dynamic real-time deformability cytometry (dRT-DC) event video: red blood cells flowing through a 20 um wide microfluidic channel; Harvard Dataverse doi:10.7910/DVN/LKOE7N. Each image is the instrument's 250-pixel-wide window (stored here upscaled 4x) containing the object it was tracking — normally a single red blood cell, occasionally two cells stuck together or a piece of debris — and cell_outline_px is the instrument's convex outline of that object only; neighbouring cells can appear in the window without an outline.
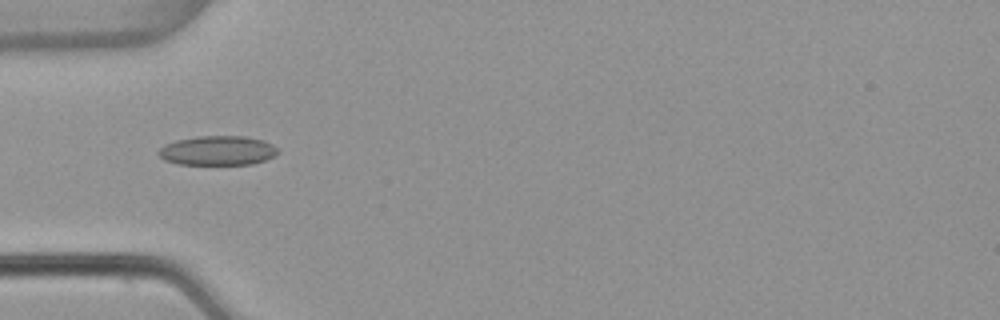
{"species": "common noctule bat (a hibernating species)", "species_latin": "Nyctalus noctula", "temperature_condition": "warm", "stored_images_in_passage": 40, "camera_frame_rate_fps": 3000, "um_per_image_px": 0.085, "animal": {"sex": "female", "body_mass_g": 22.7, "forearm_length_mm": 54.2}, "frame": {"image": 1, "passage_image": 4, "time_ms": 1.0, "image_size_px": [1000, 320], "cell_outline_px": [[280, 152], [276, 156], [252, 164], [180, 164], [164, 160], [156, 152], [164, 144], [176, 140], [196, 136], [244, 136], [264, 140], [280, 148]], "centroid_in_image_um": [18.53, 12.79], "position_along_channel_um": 66.5, "area_um2": 20.69}}
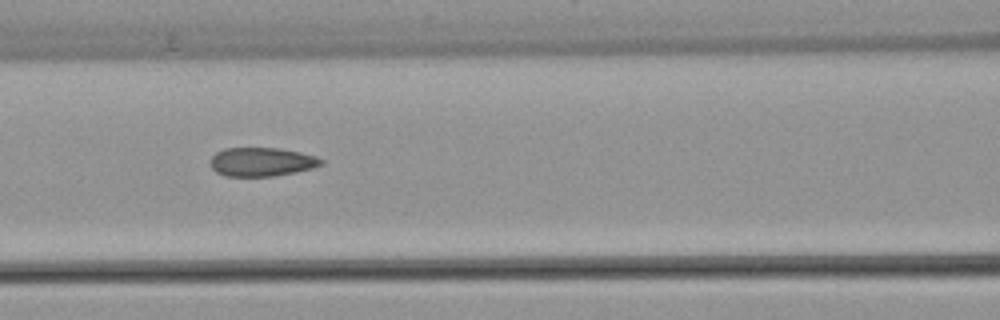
{"frame": {"image": 2, "passage_image": 10, "time_ms": 3.0, "image_size_px": [1000, 320], "cell_outline_px": [[324, 164], [312, 168], [296, 172], [272, 176], [224, 176], [216, 172], [212, 168], [212, 156], [216, 152], [224, 148], [280, 148], [300, 152], [316, 156], [324, 160]], "centroid_in_image_um": [22.27, 13.75], "position_along_channel_um": 144.3, "area_um2": 18.61}}
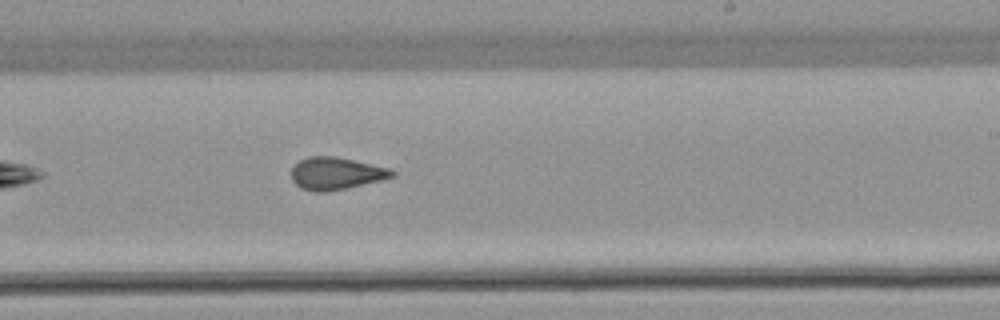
{"frame": {"image": 3, "passage_image": 19, "time_ms": 6.0, "image_size_px": [1000, 320], "cell_outline_px": [[396, 176], [380, 180], [344, 188], [324, 192], [316, 192], [300, 188], [292, 180], [292, 168], [300, 160], [308, 156], [336, 156], [392, 168], [396, 172]], "centroid_in_image_um": [28.58, 14.73], "position_along_channel_um": 260.4, "area_um2": 18.96}, "authors_computed_cell_mechanics": {"area_um2": 18.9006, "velocity_mm_per_s": 3.8891, "shape_relaxation_time_tau1_ms": null, "shape_relaxation_time_tau2_ms": 1.4709, "deformation_change_tau1": null, "deformation_change_tau2": 0.0767}}